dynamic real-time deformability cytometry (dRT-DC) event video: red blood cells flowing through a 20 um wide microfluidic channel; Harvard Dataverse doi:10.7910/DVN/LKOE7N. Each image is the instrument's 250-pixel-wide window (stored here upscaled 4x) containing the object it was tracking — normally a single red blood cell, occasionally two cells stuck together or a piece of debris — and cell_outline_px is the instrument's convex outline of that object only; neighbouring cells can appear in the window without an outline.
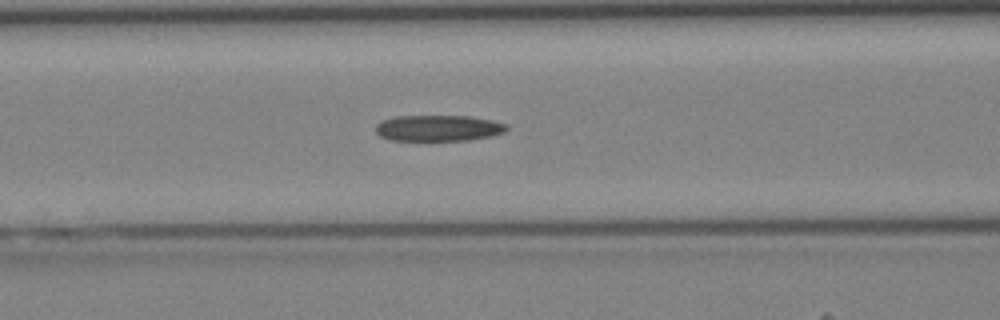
{"species": "Egyptian fruit bat (a non-hibernating species)", "species_latin": "Rousettus aegyptiacus", "temperature_condition": "cold", "stored_images_in_passage": 38, "camera_frame_rate_fps": 3000, "um_per_image_px": 0.085, "animal": {"sex": "female"}, "frame": {"image": 1, "passage_image": 17, "time_ms": 5.333, "image_size_px": [1000, 320], "cell_outline_px": [[508, 128], [504, 132], [492, 136], [468, 140], [428, 144], [388, 140], [380, 136], [376, 132], [376, 124], [380, 120], [396, 116], [468, 116], [492, 120], [508, 124]], "centroid_in_image_um": [37.2, 10.95], "position_along_channel_um": 129.4, "area_um2": 21.15}}
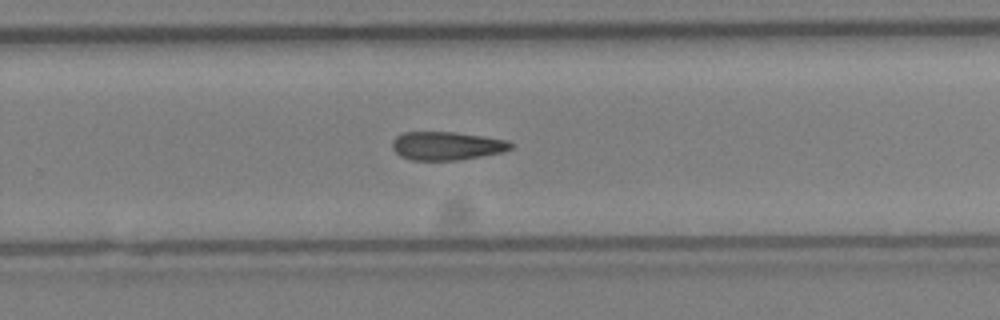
{"frame": {"image": 2, "passage_image": 27, "time_ms": 8.667, "image_size_px": [1000, 320], "cell_outline_px": [[512, 148], [504, 152], [456, 160], [412, 160], [400, 156], [392, 148], [392, 140], [396, 136], [404, 132], [456, 132], [484, 136], [508, 140], [512, 144]], "centroid_in_image_um": [37.97, 12.39], "position_along_channel_um": 291.8, "area_um2": 19.65}}
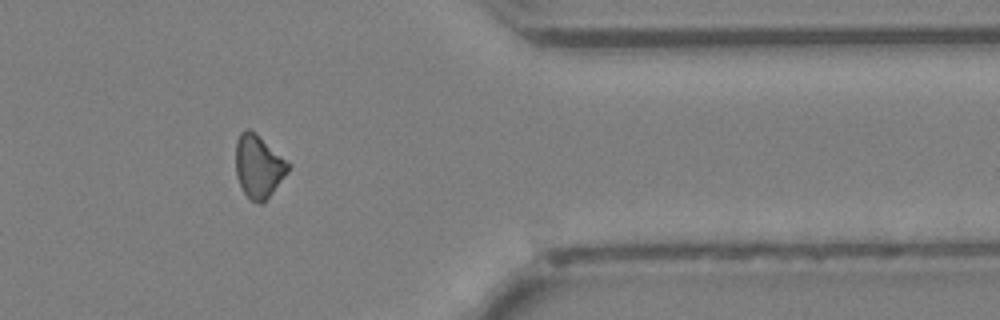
{"frame": {"image": 3, "passage_image": 34, "time_ms": 11.0, "image_size_px": [1000, 320], "cell_outline_px": [[292, 164], [288, 172], [264, 204], [260, 204], [252, 200], [244, 192], [236, 176], [236, 140], [240, 132], [248, 128], [256, 132]], "centroid_in_image_um": [22.0, 14.12], "position_along_channel_um": 389.4, "area_um2": 19.54}}